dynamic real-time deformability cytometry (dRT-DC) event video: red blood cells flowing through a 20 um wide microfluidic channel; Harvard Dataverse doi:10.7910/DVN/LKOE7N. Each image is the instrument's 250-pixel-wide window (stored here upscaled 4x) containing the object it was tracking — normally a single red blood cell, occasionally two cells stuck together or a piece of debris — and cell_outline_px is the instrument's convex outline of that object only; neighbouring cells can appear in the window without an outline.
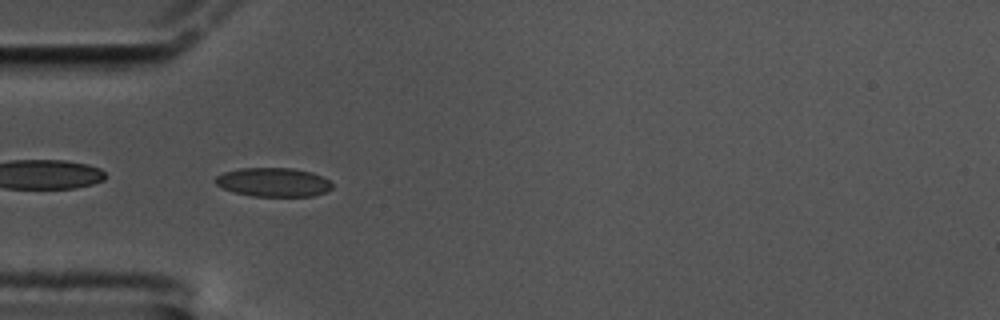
{"species": "common noctule bat (a hibernating species)", "species_latin": "Nyctalus noctula", "temperature_condition": "cold", "stored_images_in_passage": 44, "camera_frame_rate_fps": 3000, "um_per_image_px": 0.085, "animal": {"sex": "male", "body_mass_g": 17.5, "forearm_length_mm": 52.3}, "frame": {"image": 1, "passage_image": 2, "time_ms": 0.333, "image_size_px": [1000, 320], "cell_outline_px": [[332, 188], [324, 192], [312, 196], [252, 196], [232, 192], [216, 184], [216, 176], [224, 172], [240, 168], [292, 168], [312, 172], [328, 180], [332, 184]], "centroid_in_image_um": [23.22, 15.49], "position_along_channel_um": 61.8, "area_um2": 19.54}}
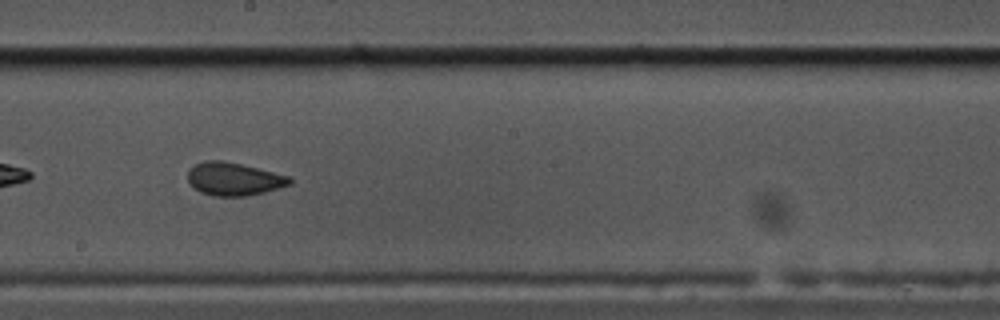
{"frame": {"image": 2, "passage_image": 17, "time_ms": 5.333, "image_size_px": [1000, 320], "cell_outline_px": [[292, 184], [264, 192], [244, 196], [212, 196], [200, 192], [188, 180], [188, 172], [192, 164], [204, 160], [224, 160], [288, 176], [292, 180]], "centroid_in_image_um": [19.84, 15.2], "position_along_channel_um": 228.4, "area_um2": 19.48}}
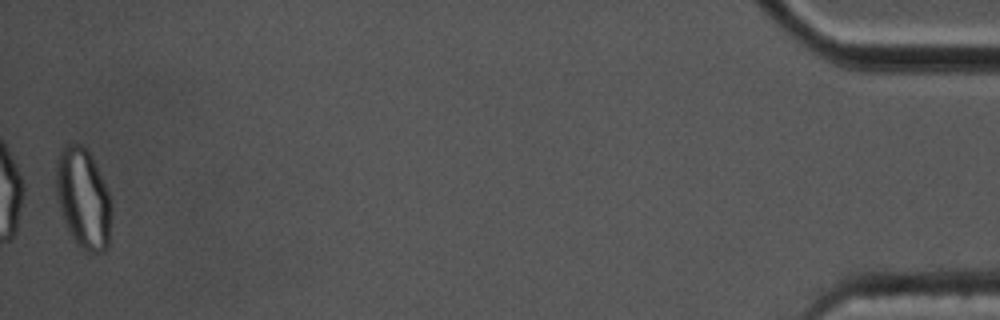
{"frame": {"image": 3, "passage_image": 43, "time_ms": 14.0, "image_size_px": [1000, 320], "cell_outline_px": [[108, 248], [104, 252], [88, 252], [80, 248], [76, 244], [64, 220], [56, 200], [56, 160], [64, 144], [80, 144], [92, 156], [108, 192]], "centroid_in_image_um": [7.01, 16.85], "position_along_channel_um": 428.2, "area_um2": 31.62}, "authors_computed_cell_mechanics": {"area_um2": 19.5942, "velocity_mm_per_s": 3.3666, "shape_relaxation_time_tau1_ms": null, "shape_relaxation_time_tau2_ms": 1.4985, "deformation_change_tau1": null, "deformation_change_tau2": 0.0583}}